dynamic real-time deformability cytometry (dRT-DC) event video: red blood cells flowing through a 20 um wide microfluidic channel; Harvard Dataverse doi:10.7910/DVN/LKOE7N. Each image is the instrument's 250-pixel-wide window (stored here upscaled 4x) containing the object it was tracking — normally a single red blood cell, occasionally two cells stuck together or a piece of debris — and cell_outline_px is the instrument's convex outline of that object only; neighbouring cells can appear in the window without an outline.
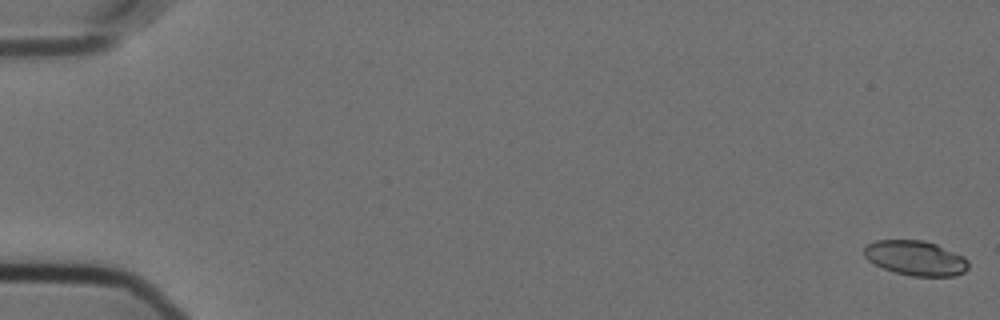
{"species": "Egyptian fruit bat (a non-hibernating species)", "species_latin": "Rousettus aegyptiacus", "temperature_condition": "cold", "stored_images_in_passage": 58, "camera_frame_rate_fps": 3000, "um_per_image_px": 0.085, "animal": {"sex": "female"}, "frame": {"image": 1, "passage_image": 1, "time_ms": 0.0, "image_size_px": [1000, 320], "cell_outline_px": [[968, 268], [964, 272], [952, 276], [912, 276], [896, 272], [884, 268], [868, 260], [864, 256], [864, 248], [868, 244], [876, 240], [924, 240], [936, 244], [964, 256], [968, 260]], "centroid_in_image_um": [77.84, 21.93], "position_along_channel_um": 7.2, "area_um2": 21.04}}
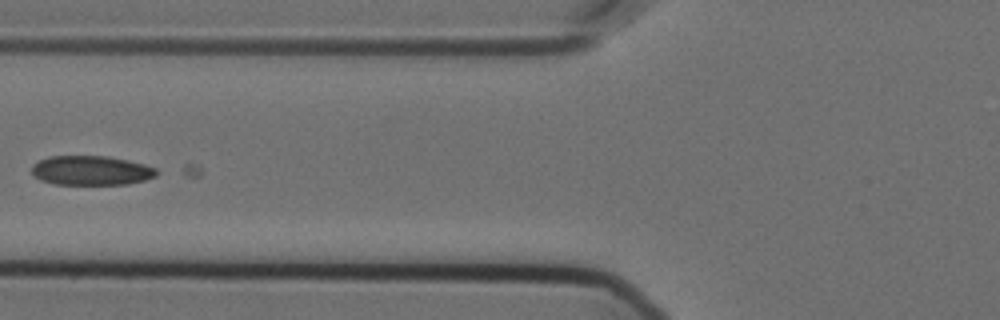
{"frame": {"image": 2, "passage_image": 24, "time_ms": 7.667, "image_size_px": [1000, 320], "cell_outline_px": [[160, 172], [156, 176], [144, 180], [128, 184], [52, 184], [40, 180], [32, 172], [32, 164], [48, 156], [108, 156], [128, 160], [144, 164], [156, 168]], "centroid_in_image_um": [7.76, 14.49], "position_along_channel_um": 118.0, "area_um2": 21.5}}
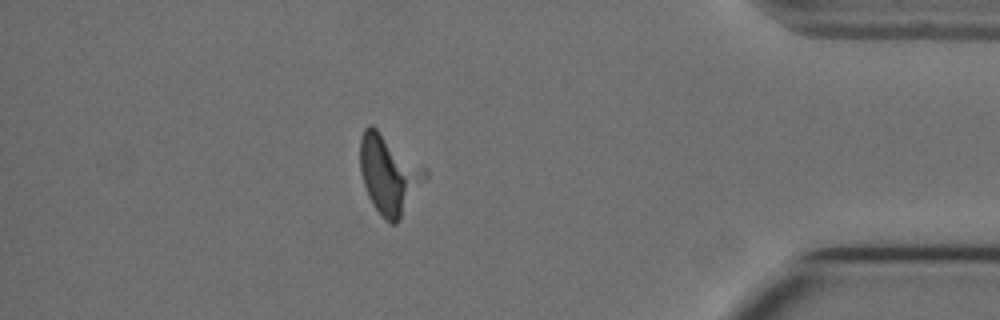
{"frame": {"image": 3, "passage_image": 51, "time_ms": 16.667, "image_size_px": [1000, 320], "cell_outline_px": [[428, 176], [400, 220], [396, 224], [388, 224], [384, 220], [372, 204], [368, 196], [360, 172], [360, 140], [364, 128], [368, 124], [372, 124], [428, 168]], "centroid_in_image_um": [33.08, 14.81], "position_along_channel_um": 402.1, "area_um2": 30.46}}